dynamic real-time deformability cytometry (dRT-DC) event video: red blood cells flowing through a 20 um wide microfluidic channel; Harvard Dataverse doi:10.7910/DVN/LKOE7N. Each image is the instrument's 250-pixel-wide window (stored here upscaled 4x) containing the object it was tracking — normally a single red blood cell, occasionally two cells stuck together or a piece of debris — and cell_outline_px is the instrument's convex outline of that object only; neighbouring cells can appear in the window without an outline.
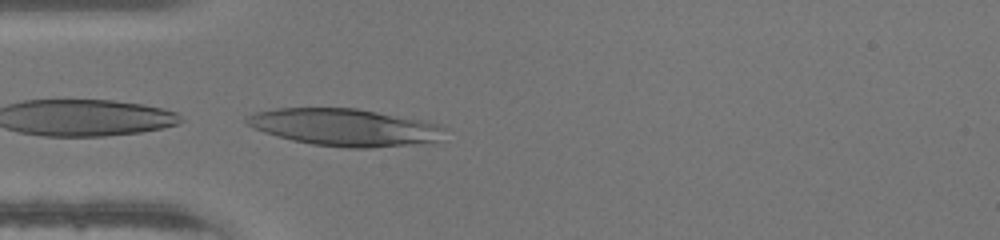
{"species": "human", "species_latin": "Homo sapiens", "temperature_condition": "warm", "stored_images_in_passage": 12, "camera_frame_rate_fps": 3000, "um_per_image_px": 0.085, "donor": {"sex": "male"}, "frame": {"image": 1, "passage_image": 12, "time_ms": 3.667, "image_size_px": [1000, 240], "cell_outline_px": [[448, 128], [432, 144], [368, 148], [348, 148], [312, 144], [292, 140], [264, 132], [248, 124], [244, 120], [248, 116], [256, 112], [276, 108], [356, 108], [424, 120], [440, 124]], "centroid_in_image_um": [29.39, 10.83], "position_along_channel_um": 55.6, "area_um2": 43.23}}